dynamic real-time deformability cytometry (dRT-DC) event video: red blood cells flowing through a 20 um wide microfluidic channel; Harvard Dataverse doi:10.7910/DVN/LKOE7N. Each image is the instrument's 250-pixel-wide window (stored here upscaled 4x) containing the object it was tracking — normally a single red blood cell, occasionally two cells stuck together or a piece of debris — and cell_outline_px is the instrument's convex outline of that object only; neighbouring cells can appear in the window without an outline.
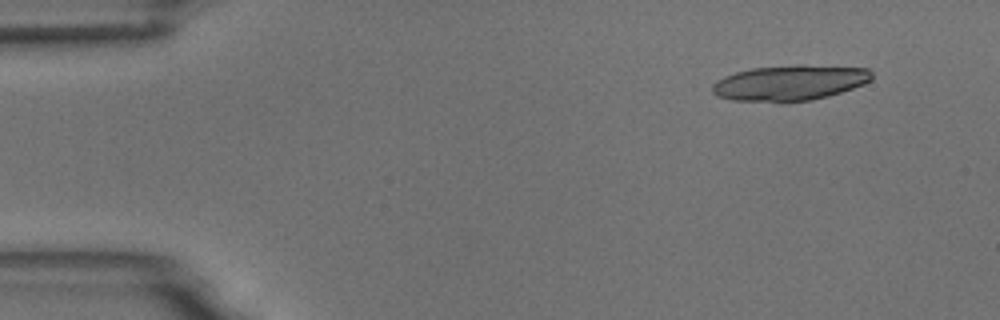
{"species": "common noctule bat (a hibernating species)", "species_latin": "Nyctalus noctula", "temperature_condition": "room temperature", "stored_images_in_passage": 6, "camera_frame_rate_fps": 3000, "um_per_image_px": 0.085, "animal": {"sex": "male", "body_mass_g": 18.8}, "frame": {"image": 1, "passage_image": 2, "time_ms": 1.333, "image_size_px": [1000, 320], "cell_outline_px": [[872, 80], [864, 84], [828, 96], [812, 100], [732, 100], [716, 96], [712, 92], [712, 84], [716, 80], [724, 76], [736, 72], [752, 68], [796, 64], [804, 64], [868, 68], [872, 72]], "centroid_in_image_um": [67.15, 7.0], "position_along_channel_um": 17.9, "area_um2": 32.71}}
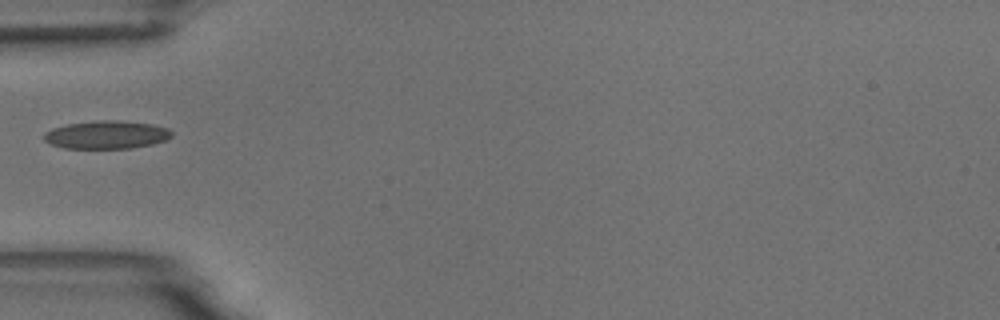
{"frame": {"image": 2, "passage_image": 5, "time_ms": 5.667, "image_size_px": [1000, 320], "cell_outline_px": [[172, 136], [168, 140], [152, 144], [132, 148], [64, 148], [52, 144], [44, 140], [44, 132], [52, 128], [68, 124], [100, 120], [120, 120], [152, 124], [168, 128], [172, 132]], "centroid_in_image_um": [9.09, 11.45], "position_along_channel_um": 75.9, "area_um2": 20.92}}